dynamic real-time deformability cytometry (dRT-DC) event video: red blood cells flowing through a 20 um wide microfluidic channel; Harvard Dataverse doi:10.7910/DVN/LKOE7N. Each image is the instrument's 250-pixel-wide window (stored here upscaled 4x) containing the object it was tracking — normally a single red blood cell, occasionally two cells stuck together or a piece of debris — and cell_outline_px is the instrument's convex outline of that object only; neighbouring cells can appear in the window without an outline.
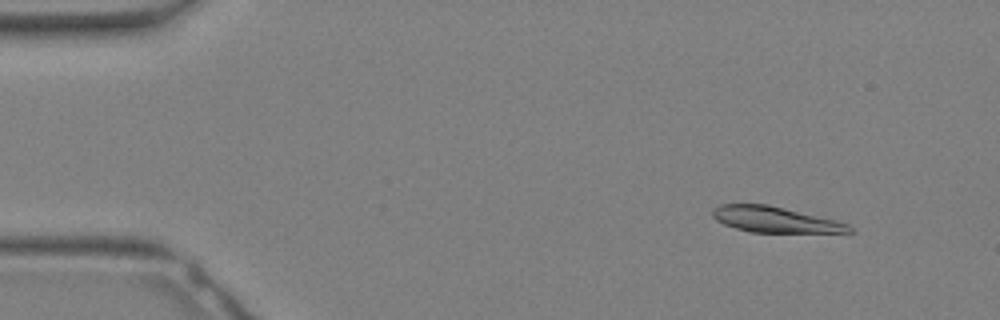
{"species": "Egyptian fruit bat (a non-hibernating species)", "species_latin": "Rousettus aegyptiacus", "temperature_condition": "warm", "stored_images_in_passage": 20, "camera_frame_rate_fps": 3000, "um_per_image_px": 0.085, "animal": {"sex": "female"}, "frame": {"image": 1, "passage_image": 4, "time_ms": 1.0, "image_size_px": [1000, 320], "cell_outline_px": [[856, 232], [748, 232], [724, 224], [716, 220], [712, 216], [712, 208], [720, 204], [768, 204], [836, 220], [848, 224]], "centroid_in_image_um": [65.85, 18.65], "position_along_channel_um": 19.2, "area_um2": 20.46}}
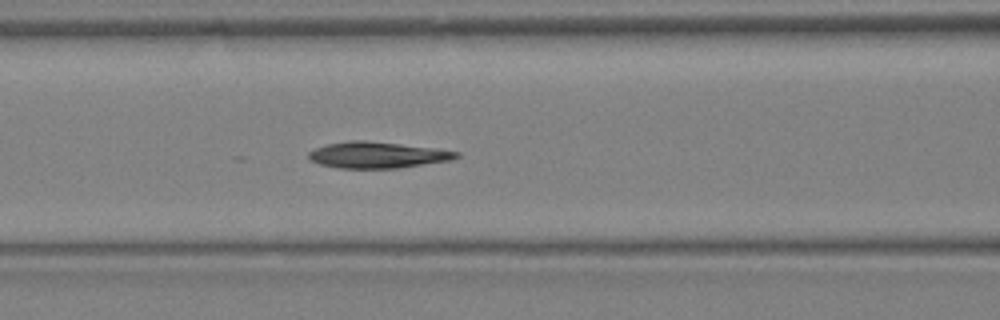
{"frame": {"image": 2, "passage_image": 14, "time_ms": 4.333, "image_size_px": [1000, 320], "cell_outline_px": [[460, 156], [452, 160], [396, 168], [336, 168], [320, 164], [308, 160], [308, 152], [316, 148], [328, 144], [352, 140], [364, 140], [436, 148], [460, 152]], "centroid_in_image_um": [32.07, 13.17], "position_along_channel_um": 134.5, "area_um2": 22.54}}
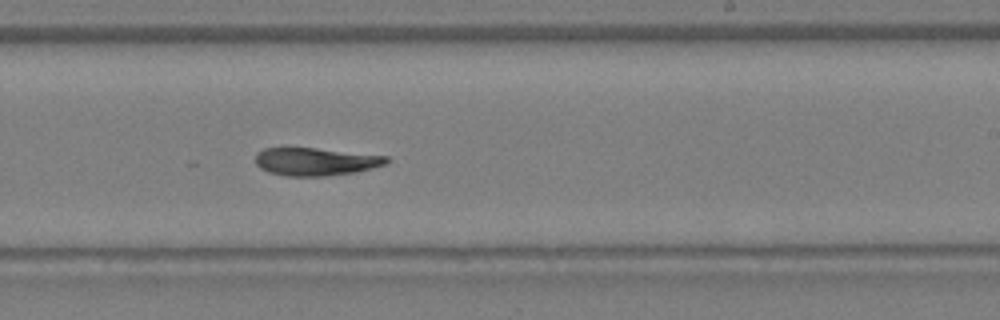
{"frame": {"image": 3, "passage_image": 20, "time_ms": 6.333, "image_size_px": [1000, 320], "cell_outline_px": [[392, 160], [384, 164], [372, 168], [356, 172], [328, 176], [284, 176], [268, 172], [260, 168], [256, 164], [256, 152], [264, 148], [316, 148], [388, 156]], "centroid_in_image_um": [26.83, 13.74], "position_along_channel_um": 262.2, "area_um2": 21.39}}